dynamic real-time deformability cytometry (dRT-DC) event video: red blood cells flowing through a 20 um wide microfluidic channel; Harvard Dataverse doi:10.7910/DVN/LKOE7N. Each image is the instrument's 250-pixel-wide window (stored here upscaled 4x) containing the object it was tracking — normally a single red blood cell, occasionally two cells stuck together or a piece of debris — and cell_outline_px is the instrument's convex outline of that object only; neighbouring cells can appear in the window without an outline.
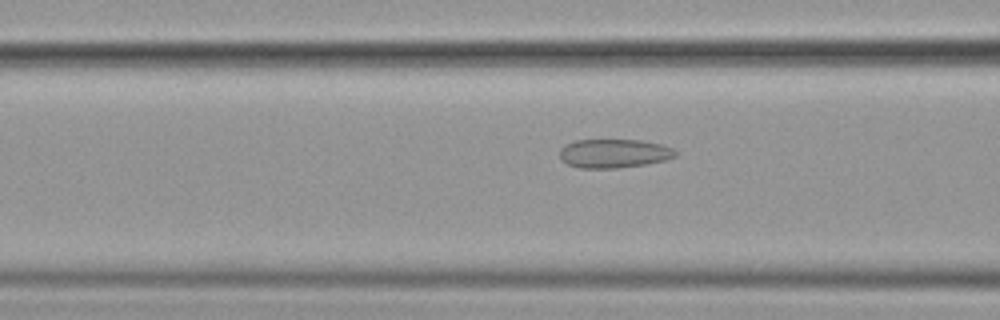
{"species": "common noctule bat (a hibernating species)", "species_latin": "Nyctalus noctula", "temperature_condition": "cold", "stored_images_in_passage": 57, "camera_frame_rate_fps": 3000, "um_per_image_px": 0.085, "animal": {"sex": "female", "body_mass_g": 19.9}, "frame": {"image": 1, "passage_image": 23, "time_ms": 7.333, "image_size_px": [1000, 320], "cell_outline_px": [[676, 156], [664, 160], [644, 164], [616, 168], [580, 168], [568, 164], [560, 160], [560, 148], [576, 140], [640, 140], [660, 144], [672, 148], [676, 152]], "centroid_in_image_um": [52.16, 13.04], "position_along_channel_um": 114.4, "area_um2": 19.25}}
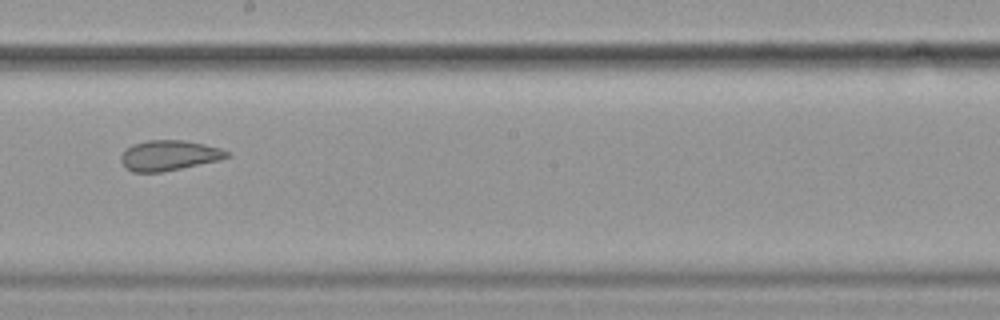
{"frame": {"image": 2, "passage_image": 33, "time_ms": 10.667, "image_size_px": [1000, 320], "cell_outline_px": [[232, 156], [220, 160], [160, 172], [132, 172], [124, 168], [120, 160], [120, 156], [132, 144], [148, 140], [184, 140], [204, 144], [220, 148], [228, 152]], "centroid_in_image_um": [14.35, 13.21], "position_along_channel_um": 233.8, "area_um2": 18.67}}
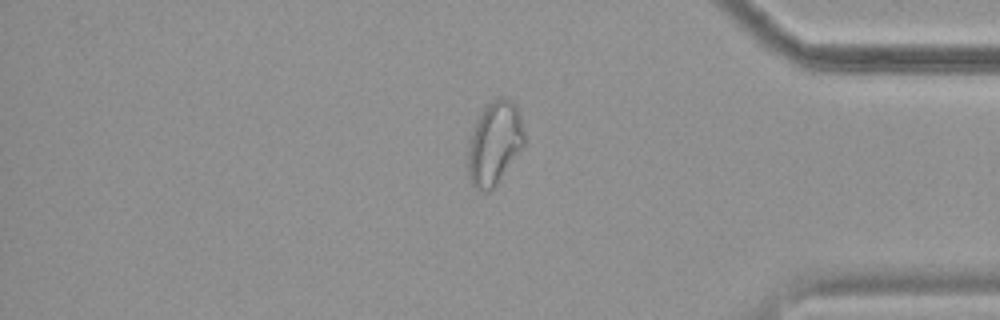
{"frame": {"image": 3, "passage_image": 48, "time_ms": 15.667, "image_size_px": [1000, 320], "cell_outline_px": [[528, 140], [524, 148], [496, 184], [488, 192], [484, 192], [476, 188], [472, 184], [468, 172], [468, 140], [476, 120], [480, 112], [492, 100], [500, 96], [512, 100], [516, 104]], "centroid_in_image_um": [42.07, 12.14], "position_along_channel_um": 393.1, "area_um2": 27.92}, "authors_computed_cell_mechanics": {"area_um2": 23.9292, "velocity_mm_per_s": 3.5889, "shape_relaxation_time_tau1_ms": null, "shape_relaxation_time_tau2_ms": 1.9392, "deformation_change_tau1": null, "deformation_change_tau2": 0.0704}}